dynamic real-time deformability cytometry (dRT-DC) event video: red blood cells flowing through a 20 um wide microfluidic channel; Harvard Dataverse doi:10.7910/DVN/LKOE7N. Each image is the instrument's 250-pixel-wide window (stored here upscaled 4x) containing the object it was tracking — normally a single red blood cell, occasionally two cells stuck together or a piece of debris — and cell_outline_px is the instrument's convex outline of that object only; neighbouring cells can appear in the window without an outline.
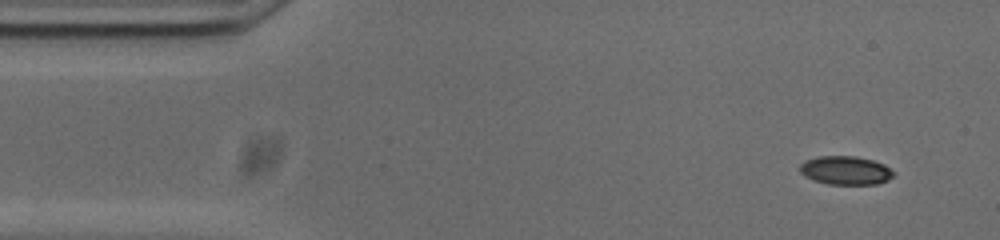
{"species": "common noctule bat (a hibernating species)", "species_latin": "Nyctalus noctula", "temperature_condition": "cold", "stored_images_in_passage": 51, "camera_frame_rate_fps": 3000, "um_per_image_px": 0.085, "animal": {"sex": "male", "body_mass_g": 20.0, "forearm_length_mm": 53.3}, "frame": {"image": 1, "passage_image": 1, "time_ms": 0.0, "image_size_px": [1000, 240], "cell_outline_px": [[896, 172], [888, 180], [876, 184], [828, 184], [812, 180], [804, 176], [800, 172], [800, 164], [804, 160], [816, 156], [856, 156], [872, 160], [884, 164]], "centroid_in_image_um": [71.85, 14.48], "position_along_channel_um": 13.1, "area_um2": 15.78}}
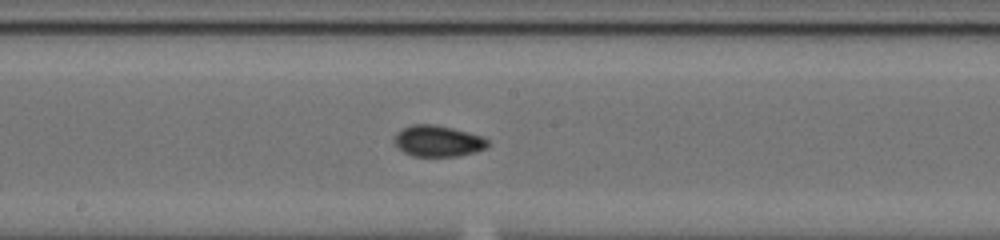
{"frame": {"image": 2, "passage_image": 24, "time_ms": 7.667, "image_size_px": [1000, 240], "cell_outline_px": [[492, 144], [476, 152], [456, 156], [412, 156], [404, 152], [392, 140], [396, 132], [412, 124], [436, 124], [484, 136]], "centroid_in_image_um": [37.24, 11.98], "position_along_channel_um": 211.0, "area_um2": 17.11}}
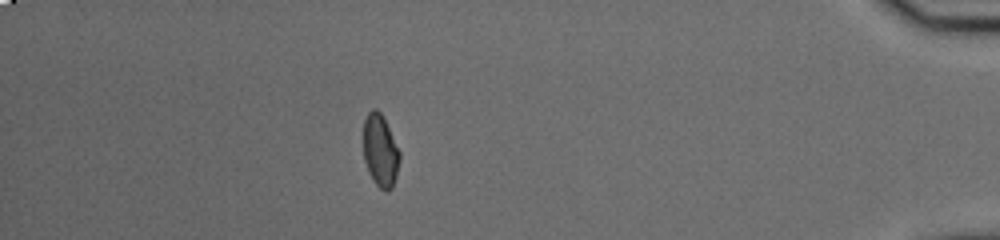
{"frame": {"image": 3, "passage_image": 44, "time_ms": 14.333, "image_size_px": [1000, 240], "cell_outline_px": [[400, 160], [396, 176], [392, 188], [388, 192], [384, 192], [372, 180], [368, 172], [364, 160], [364, 120], [368, 112], [372, 108], [376, 108], [380, 112], [400, 152]], "centroid_in_image_um": [32.32, 12.85], "position_along_channel_um": 402.9, "area_um2": 15.26}, "authors_computed_cell_mechanics": {"area_um2": 16.0106, "velocity_mm_per_s": 3.7387, "shape_relaxation_time_tau1_ms": null, "shape_relaxation_time_tau2_ms": 3.7975, "deformation_change_tau1": null, "deformation_change_tau2": 0.0667}}